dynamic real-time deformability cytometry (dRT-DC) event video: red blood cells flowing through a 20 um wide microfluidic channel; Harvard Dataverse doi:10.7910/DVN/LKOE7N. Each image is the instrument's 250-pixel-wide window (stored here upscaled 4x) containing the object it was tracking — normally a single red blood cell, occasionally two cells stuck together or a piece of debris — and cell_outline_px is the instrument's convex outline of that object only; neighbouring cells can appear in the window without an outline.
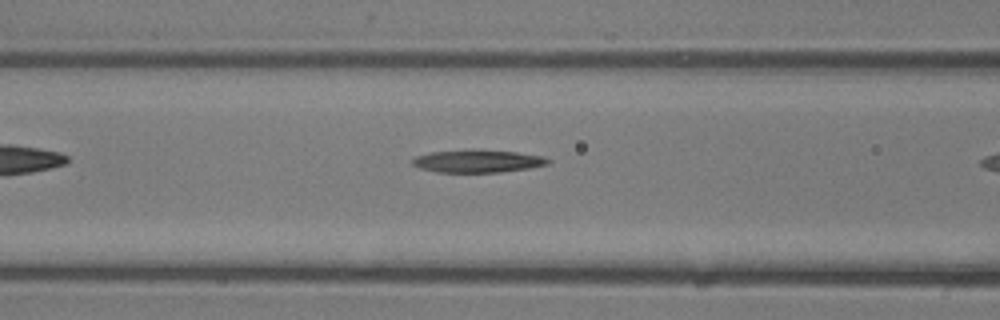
{"species": "common noctule bat (a hibernating species)", "species_latin": "Nyctalus noctula", "temperature_condition": "room temperature", "stored_images_in_passage": 5, "camera_frame_rate_fps": 3000, "um_per_image_px": 0.085, "animal": {"sex": "male", "body_mass_g": 13.3}, "frame": {"image": 1, "passage_image": 4, "time_ms": 1.0, "image_size_px": [1000, 320], "cell_outline_px": [[552, 160], [548, 164], [528, 168], [500, 172], [436, 172], [420, 168], [412, 164], [412, 160], [416, 156], [432, 152], [516, 152], [544, 156]], "centroid_in_image_um": [40.64, 13.74], "position_along_channel_um": 126.0, "area_um2": 16.94}}